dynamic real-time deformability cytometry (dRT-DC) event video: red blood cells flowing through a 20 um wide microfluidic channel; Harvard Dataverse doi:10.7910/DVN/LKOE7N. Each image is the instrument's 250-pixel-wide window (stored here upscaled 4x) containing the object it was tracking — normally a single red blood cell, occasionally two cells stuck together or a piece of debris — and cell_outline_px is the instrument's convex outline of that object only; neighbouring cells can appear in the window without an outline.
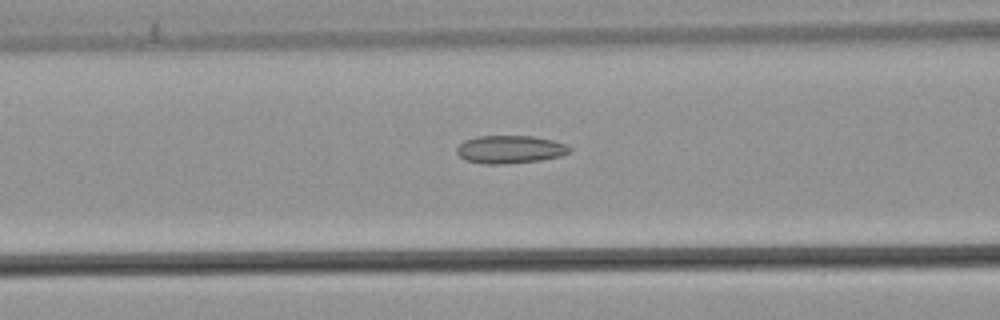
{"species": "common noctule bat (a hibernating species)", "species_latin": "Nyctalus noctula", "temperature_condition": "warm", "stored_images_in_passage": 20, "camera_frame_rate_fps": 3000, "um_per_image_px": 0.085, "animal": {"sex": "male", "body_mass_g": 21.5, "forearm_length_mm": 52.0}, "frame": {"image": 1, "passage_image": 6, "time_ms": 1.667, "image_size_px": [1000, 320], "cell_outline_px": [[572, 148], [568, 152], [560, 156], [540, 160], [500, 164], [488, 164], [464, 160], [456, 152], [456, 148], [464, 140], [476, 136], [532, 136], [552, 140], [564, 144]], "centroid_in_image_um": [43.31, 12.69], "position_along_channel_um": 123.3, "area_um2": 18.21}}
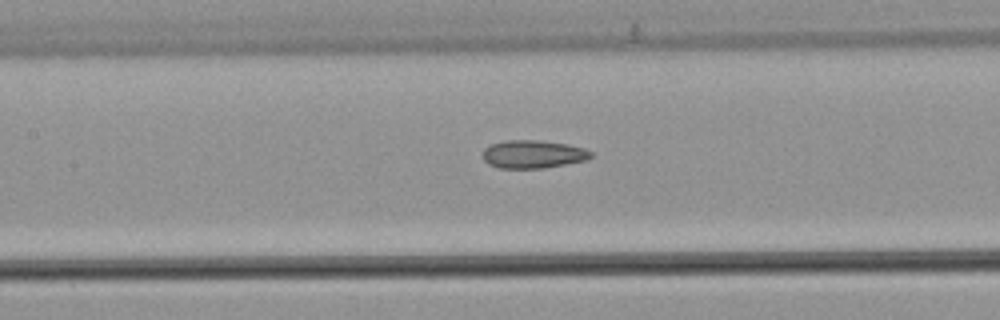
{"frame": {"image": 2, "passage_image": 9, "time_ms": 2.667, "image_size_px": [1000, 320], "cell_outline_px": [[592, 156], [584, 160], [564, 164], [540, 168], [500, 168], [488, 164], [484, 160], [484, 148], [492, 144], [504, 140], [544, 140], [568, 144], [584, 148], [592, 152]], "centroid_in_image_um": [45.3, 13.09], "position_along_channel_um": 162.1, "area_um2": 17.57}}